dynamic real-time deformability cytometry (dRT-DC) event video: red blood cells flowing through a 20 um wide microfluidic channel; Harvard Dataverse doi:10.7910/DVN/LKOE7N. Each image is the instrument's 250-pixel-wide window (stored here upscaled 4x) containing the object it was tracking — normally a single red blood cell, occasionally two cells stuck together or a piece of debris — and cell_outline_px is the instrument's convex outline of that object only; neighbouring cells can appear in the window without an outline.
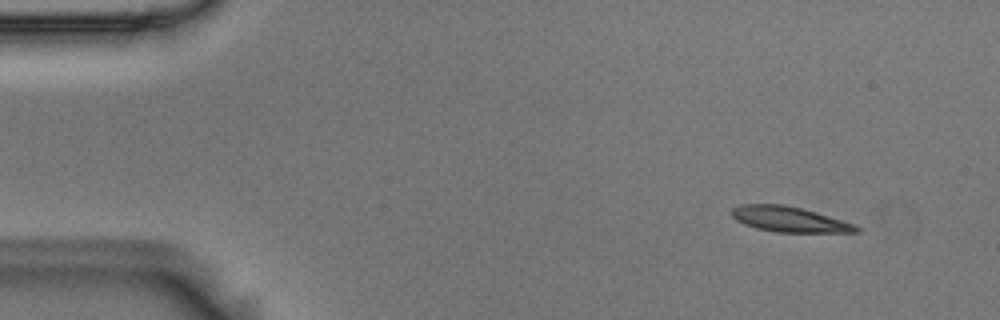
{"species": "Egyptian fruit bat (a non-hibernating species)", "species_latin": "Rousettus aegyptiacus", "temperature_condition": "room temperature", "stored_images_in_passage": 4, "camera_frame_rate_fps": 3000, "um_per_image_px": 0.085, "animal": {"sex": "male"}, "frame": {"image": 1, "passage_image": 2, "time_ms": 0.333, "image_size_px": [1000, 320], "cell_outline_px": [[864, 228], [860, 232], [776, 232], [756, 228], [744, 224], [736, 220], [732, 216], [732, 208], [740, 204], [784, 204], [816, 212], [856, 224]], "centroid_in_image_um": [67.13, 18.64], "position_along_channel_um": 17.9, "area_um2": 18.5}}